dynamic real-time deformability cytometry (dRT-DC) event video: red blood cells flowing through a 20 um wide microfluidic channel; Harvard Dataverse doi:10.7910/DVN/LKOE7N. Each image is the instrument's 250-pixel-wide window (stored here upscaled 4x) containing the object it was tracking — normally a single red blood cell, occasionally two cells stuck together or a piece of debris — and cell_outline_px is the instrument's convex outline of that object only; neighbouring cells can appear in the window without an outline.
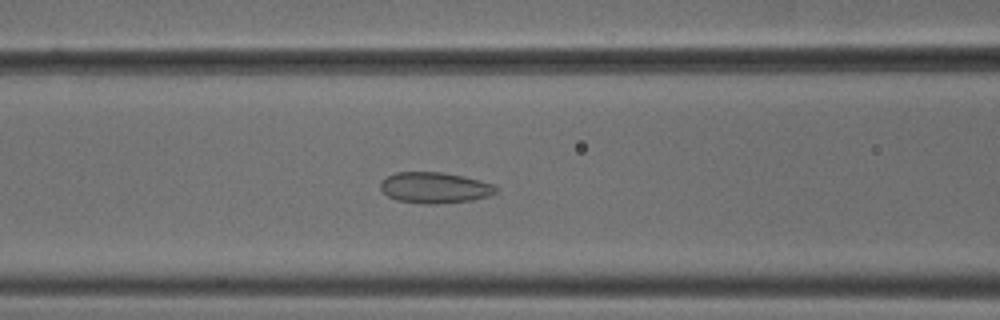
{"species": "common noctule bat (a hibernating species)", "species_latin": "Nyctalus noctula", "temperature_condition": "cold", "stored_images_in_passage": 55, "segment_of_instrument_passage": [1, 2], "camera_frame_rate_fps": 3000, "um_per_image_px": 0.085, "animal": {"sex": "male", "body_mass_g": 18.8}, "frame": {"image": 1, "passage_image": 23, "time_ms": 7.333, "image_size_px": [1000, 320], "cell_outline_px": [[496, 192], [488, 196], [472, 200], [436, 204], [424, 204], [396, 200], [388, 196], [380, 188], [380, 180], [396, 172], [444, 172], [464, 176], [480, 180], [492, 184], [496, 188]], "centroid_in_image_um": [36.92, 15.95], "position_along_channel_um": 129.7, "area_um2": 20.87}}
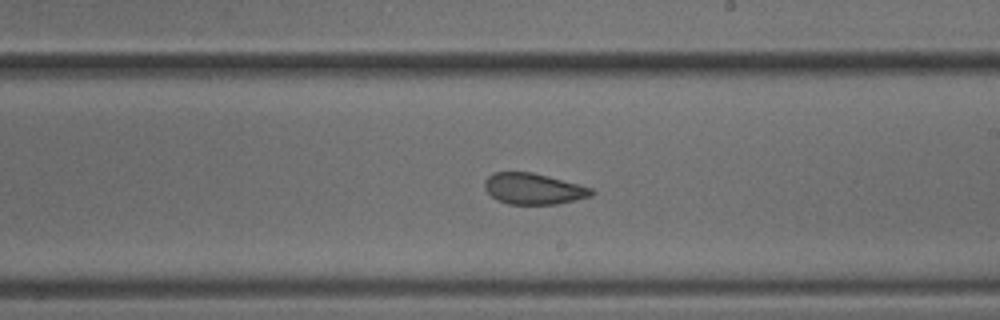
{"frame": {"image": 2, "passage_image": 32, "time_ms": 10.333, "image_size_px": [1000, 320], "cell_outline_px": [[596, 192], [592, 196], [556, 204], [508, 204], [496, 200], [484, 188], [484, 180], [492, 172], [532, 172], [580, 184], [592, 188]], "centroid_in_image_um": [45.34, 16.04], "position_along_channel_um": 243.7, "area_um2": 19.48}}
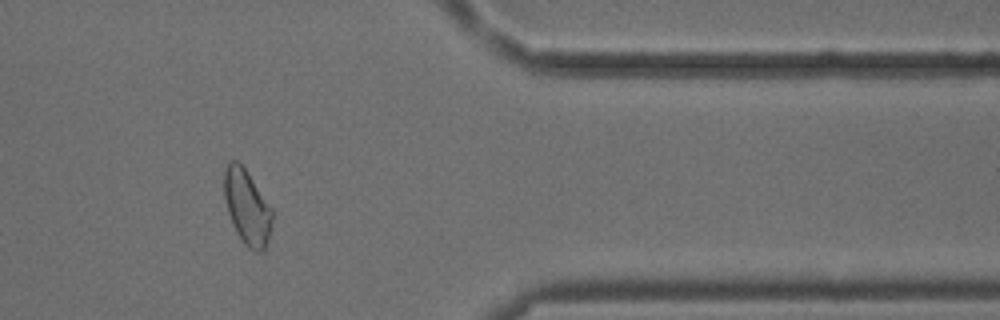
{"frame": {"image": 3, "passage_image": 45, "time_ms": 14.667, "image_size_px": [1000, 320], "cell_outline_px": [[272, 220], [268, 240], [264, 252], [256, 252], [248, 248], [244, 244], [236, 232], [228, 212], [224, 196], [224, 168], [228, 160], [236, 160], [244, 168], [272, 208]], "centroid_in_image_um": [20.99, 17.62], "position_along_channel_um": 390.4, "area_um2": 20.87}}